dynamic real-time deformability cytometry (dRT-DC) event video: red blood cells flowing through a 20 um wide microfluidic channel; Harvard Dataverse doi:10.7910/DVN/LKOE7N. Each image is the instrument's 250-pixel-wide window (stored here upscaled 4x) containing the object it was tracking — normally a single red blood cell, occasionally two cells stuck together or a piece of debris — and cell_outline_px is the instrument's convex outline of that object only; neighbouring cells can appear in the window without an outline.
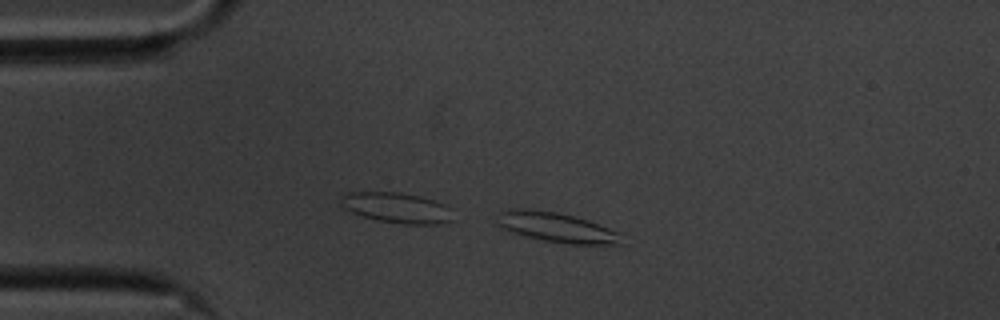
{"species": "common noctule bat (a hibernating species)", "species_latin": "Nyctalus noctula", "temperature_condition": "cold", "stored_images_in_passage": 17, "camera_frame_rate_fps": 3000, "um_per_image_px": 0.085, "animal": {"sex": "male", "body_mass_g": 20.1, "forearm_length_mm": 53.5}, "frame": {"image": 1, "passage_image": 1, "time_ms": 0.0, "image_size_px": [1000, 320], "cell_outline_px": [[624, 244], [572, 244], [544, 240], [512, 232], [500, 228], [496, 224], [500, 212], [508, 208], [520, 208], [556, 212], [588, 220], [608, 228], [616, 232]], "centroid_in_image_um": [47.24, 19.31], "position_along_channel_um": 37.8, "area_um2": 21.21}}
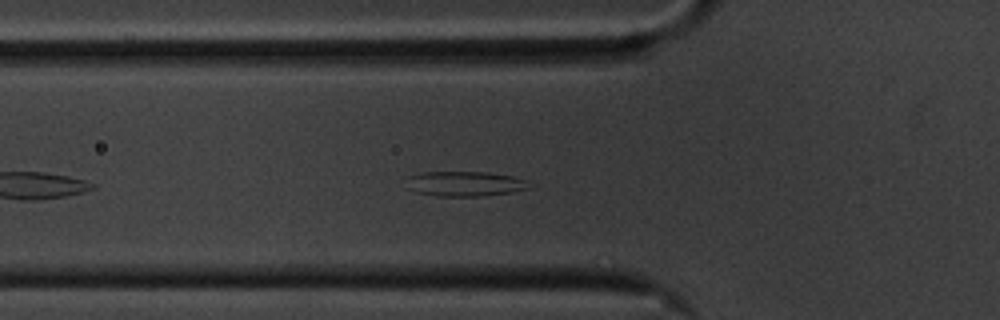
{"frame": {"image": 2, "passage_image": 8, "time_ms": 2.333, "image_size_px": [1000, 320], "cell_outline_px": [[528, 188], [512, 192], [480, 196], [436, 196], [416, 192], [408, 188], [408, 176], [420, 172], [488, 172], [512, 176], [528, 180]], "centroid_in_image_um": [39.5, 15.61], "position_along_channel_um": 86.3, "area_um2": 17.8}}
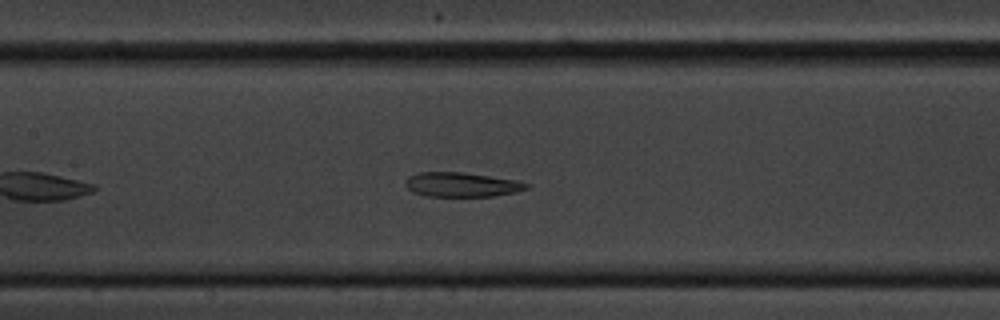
{"frame": {"image": 3, "passage_image": 15, "time_ms": 4.667, "image_size_px": [1000, 320], "cell_outline_px": [[528, 188], [516, 192], [492, 196], [424, 196], [412, 192], [404, 184], [408, 176], [420, 172], [460, 172], [516, 180], [528, 184]], "centroid_in_image_um": [39.19, 15.69], "position_along_channel_um": 168.2, "area_um2": 17.11}}